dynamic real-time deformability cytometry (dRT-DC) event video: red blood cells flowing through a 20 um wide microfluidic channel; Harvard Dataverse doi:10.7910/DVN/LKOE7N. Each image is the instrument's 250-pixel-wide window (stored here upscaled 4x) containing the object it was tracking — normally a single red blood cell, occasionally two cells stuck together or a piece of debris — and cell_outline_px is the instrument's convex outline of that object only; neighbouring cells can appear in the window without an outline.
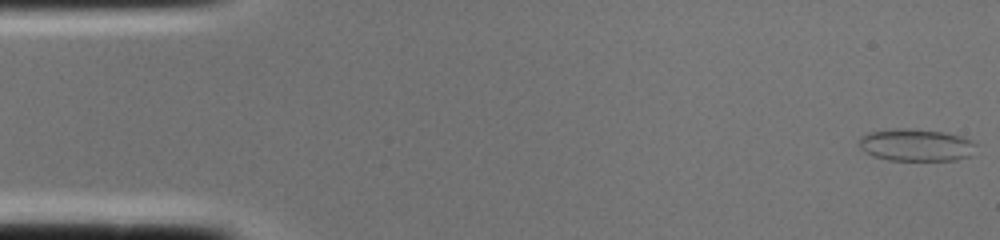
{"species": "common noctule bat (a hibernating species)", "species_latin": "Nyctalus noctula", "temperature_condition": "cold", "stored_images_in_passage": 3, "segment_of_instrument_passage": [1, 2], "camera_frame_rate_fps": 3000, "um_per_image_px": 0.085, "animal": {"sex": "female", "body_mass_g": 22.0, "forearm_length_mm": 56.7}, "frame": {"image": 1, "passage_image": 1, "time_ms": 0.0, "image_size_px": [1000, 240], "cell_outline_px": [[976, 144], [972, 156], [956, 160], [888, 160], [872, 156], [864, 152], [860, 148], [860, 136], [868, 132], [900, 128], [904, 128], [944, 132], [960, 136], [972, 140]], "centroid_in_image_um": [77.86, 12.33], "position_along_channel_um": 7.1, "area_um2": 22.08}}
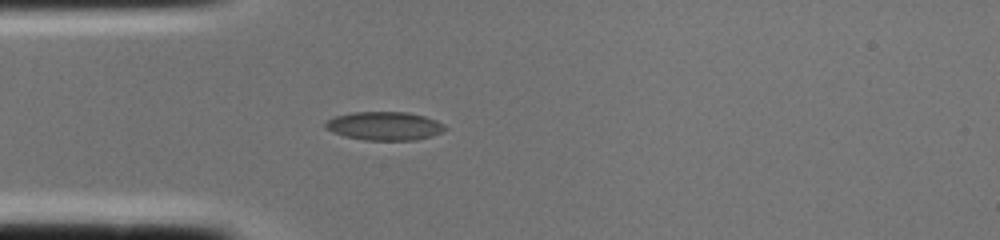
{"frame": {"image": 2, "passage_image": 2, "time_ms": 0.333, "image_size_px": [1000, 240], "cell_outline_px": [[448, 128], [432, 136], [416, 140], [364, 140], [344, 136], [332, 132], [324, 128], [324, 124], [328, 120], [336, 116], [352, 112], [408, 112], [424, 116], [436, 120], [444, 124]], "centroid_in_image_um": [32.68, 10.71], "position_along_channel_um": 52.3, "area_um2": 19.94}}